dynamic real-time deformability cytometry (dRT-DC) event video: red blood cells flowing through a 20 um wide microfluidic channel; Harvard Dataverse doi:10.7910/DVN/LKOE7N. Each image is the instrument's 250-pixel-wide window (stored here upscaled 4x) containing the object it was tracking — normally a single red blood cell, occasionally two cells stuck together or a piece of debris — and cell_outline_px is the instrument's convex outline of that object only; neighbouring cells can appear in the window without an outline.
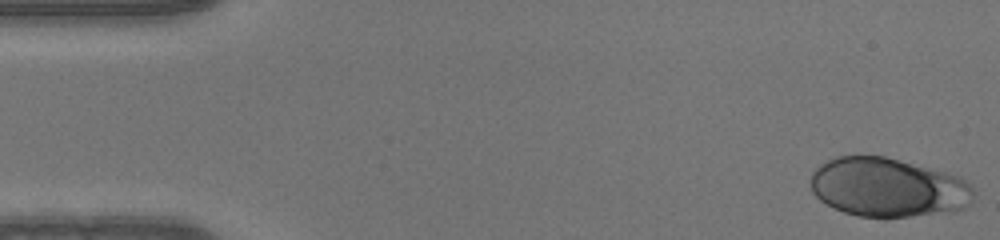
{"species": "human", "species_latin": "Homo sapiens", "temperature_condition": "warm", "stored_images_in_passage": 49, "camera_frame_rate_fps": 3000, "um_per_image_px": 0.085, "donor": {"sex": "male"}, "frame": {"image": 1, "passage_image": 1, "time_ms": 0.0, "image_size_px": [1000, 240], "cell_outline_px": [[976, 192], [972, 200], [964, 208], [908, 216], [860, 216], [844, 212], [820, 200], [812, 192], [812, 172], [820, 164], [836, 156], [884, 156], [960, 176]], "centroid_in_image_um": [75.45, 15.91], "position_along_channel_um": 9.5, "area_um2": 55.2}}
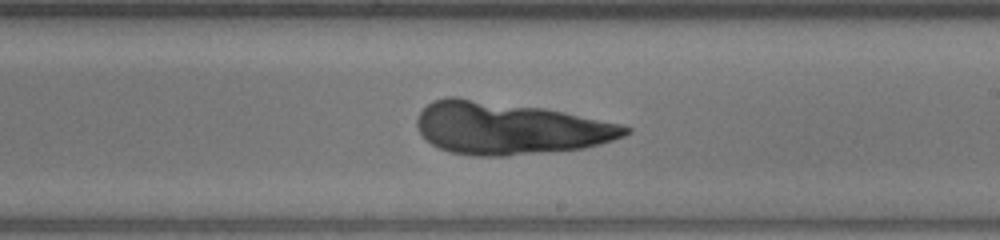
{"frame": {"image": 2, "passage_image": 28, "time_ms": 9.0, "image_size_px": [1000, 240], "cell_outline_px": [[632, 132], [624, 136], [600, 144], [584, 148], [508, 156], [472, 156], [448, 152], [432, 144], [420, 132], [416, 124], [416, 120], [420, 112], [432, 100], [448, 96], [456, 96], [544, 108], [564, 112], [620, 124], [632, 128]], "centroid_in_image_um": [43.28, 10.89], "position_along_channel_um": 245.7, "area_um2": 63.58}}
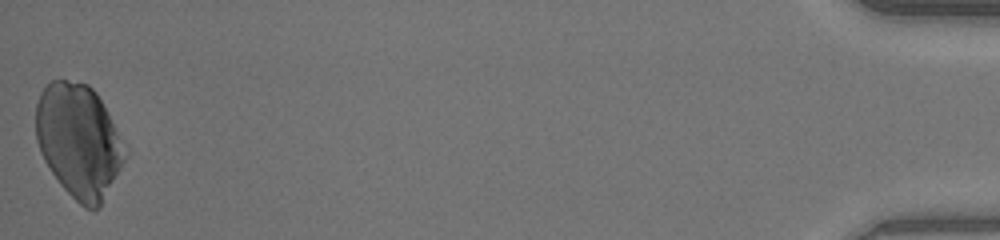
{"frame": {"image": 3, "passage_image": 49, "time_ms": 16.0, "image_size_px": [1000, 240], "cell_outline_px": [[128, 152], [100, 208], [92, 212], [84, 208], [60, 184], [44, 160], [40, 152], [36, 140], [36, 104], [40, 92], [52, 80], [68, 80], [88, 84], [96, 92], [128, 148]], "centroid_in_image_um": [6.71, 11.98], "position_along_channel_um": 428.5, "area_um2": 59.07}}